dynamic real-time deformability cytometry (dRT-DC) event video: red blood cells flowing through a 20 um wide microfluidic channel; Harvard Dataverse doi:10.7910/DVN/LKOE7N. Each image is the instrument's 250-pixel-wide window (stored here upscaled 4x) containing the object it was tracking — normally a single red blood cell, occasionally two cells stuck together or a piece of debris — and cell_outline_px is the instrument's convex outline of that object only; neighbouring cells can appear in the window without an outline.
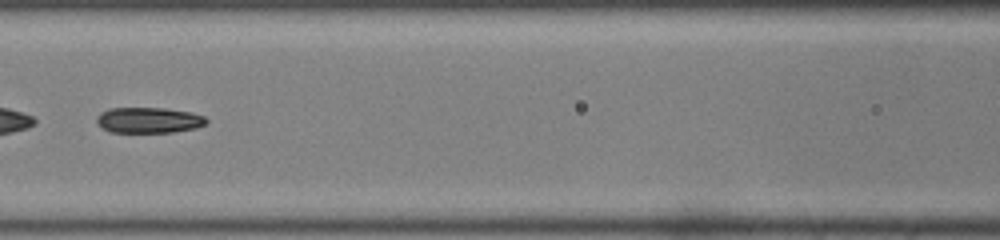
{"species": "common noctule bat (a hibernating species)", "species_latin": "Nyctalus noctula", "temperature_condition": "room temperature", "stored_images_in_passage": 39, "segment_of_instrument_passage": [2, 2], "camera_frame_rate_fps": 3000, "um_per_image_px": 0.085, "animal": {"sex": "male", "body_mass_g": 19.0, "forearm_length_mm": 50.8}, "frame": {"image": 1, "passage_image": 12, "time_ms": 3.667, "image_size_px": [1000, 240], "cell_outline_px": [[208, 120], [204, 124], [196, 128], [172, 132], [112, 132], [96, 124], [96, 116], [100, 112], [108, 108], [164, 108], [192, 112], [204, 116]], "centroid_in_image_um": [12.62, 10.2], "position_along_channel_um": 154.0, "area_um2": 16.47}}
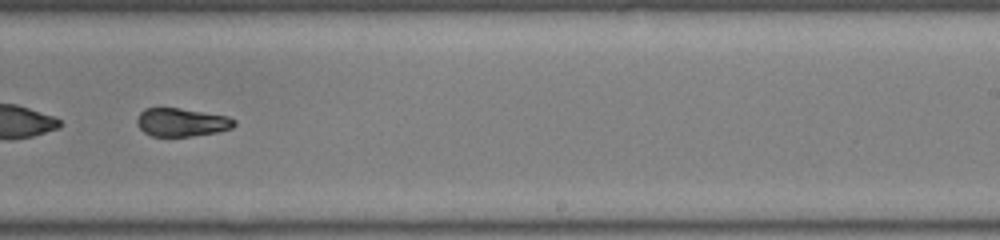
{"frame": {"image": 2, "passage_image": 21, "time_ms": 6.667, "image_size_px": [1000, 240], "cell_outline_px": [[236, 124], [232, 128], [216, 132], [192, 136], [152, 136], [144, 132], [136, 124], [136, 120], [140, 112], [144, 108], [180, 108], [228, 116], [236, 120]], "centroid_in_image_um": [15.43, 10.39], "position_along_channel_um": 273.6, "area_um2": 16.07}}
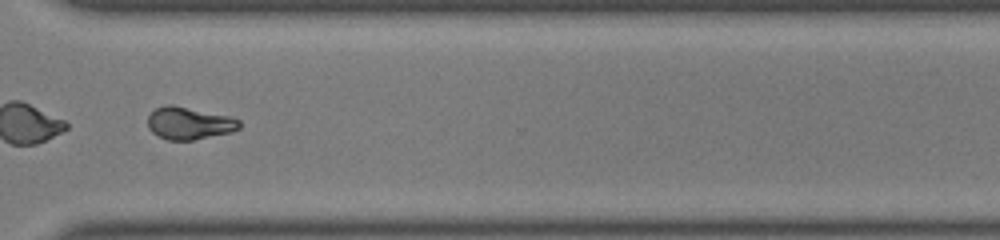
{"frame": {"image": 3, "passage_image": 27, "time_ms": 8.667, "image_size_px": [1000, 240], "cell_outline_px": [[240, 128], [232, 132], [192, 140], [168, 140], [152, 132], [148, 128], [148, 116], [156, 108], [164, 104], [172, 104], [232, 116], [240, 120]], "centroid_in_image_um": [16.1, 10.46], "position_along_channel_um": 354.5, "area_um2": 17.46}}